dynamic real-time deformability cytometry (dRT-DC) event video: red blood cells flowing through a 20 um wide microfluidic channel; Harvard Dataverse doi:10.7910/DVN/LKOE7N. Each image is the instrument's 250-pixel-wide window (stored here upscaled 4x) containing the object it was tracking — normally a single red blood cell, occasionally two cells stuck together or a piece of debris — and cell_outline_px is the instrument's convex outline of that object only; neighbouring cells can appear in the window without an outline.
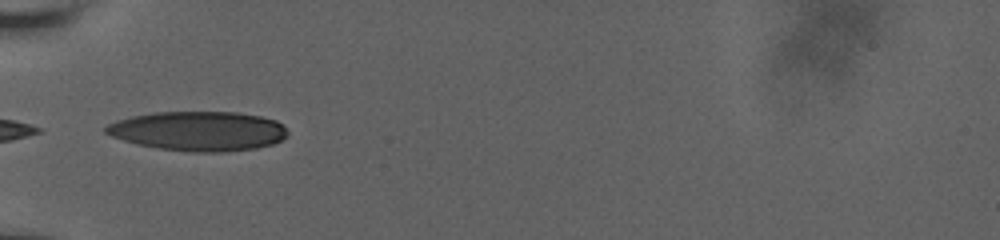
{"species": "human", "species_latin": "Homo sapiens", "temperature_condition": "room temperature", "stored_images_in_passage": 11, "camera_frame_rate_fps": 3000, "um_per_image_px": 0.085, "donor": {"sex": "male"}, "frame": {"image": 1, "passage_image": 1, "time_ms": 0.0, "image_size_px": [1000, 240], "cell_outline_px": [[288, 136], [272, 144], [256, 148], [224, 152], [192, 152], [160, 148], [136, 144], [112, 136], [104, 132], [104, 128], [108, 124], [116, 120], [132, 116], [156, 112], [236, 112], [260, 116], [276, 120], [288, 132]], "centroid_in_image_um": [16.86, 11.14], "position_along_channel_um": 68.1, "area_um2": 41.73}}
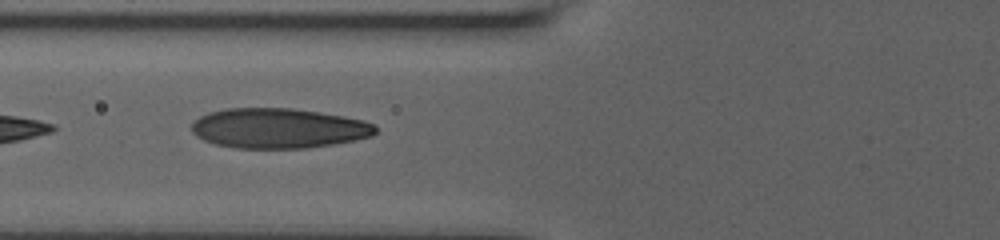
{"frame": {"image": 2, "passage_image": 4, "time_ms": 1.0, "image_size_px": [1000, 240], "cell_outline_px": [[376, 132], [372, 136], [332, 144], [304, 148], [236, 148], [216, 144], [204, 140], [196, 136], [192, 132], [192, 124], [200, 116], [208, 112], [224, 108], [292, 108], [320, 112], [344, 116], [364, 120], [372, 124], [376, 128]], "centroid_in_image_um": [23.65, 10.89], "position_along_channel_um": 102.2, "area_um2": 42.77}}
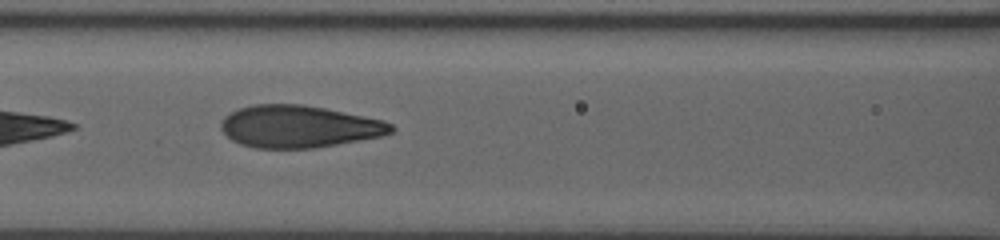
{"frame": {"image": 3, "passage_image": 7, "time_ms": 2.0, "image_size_px": [1000, 240], "cell_outline_px": [[396, 128], [392, 132], [380, 136], [336, 144], [312, 148], [256, 148], [240, 144], [232, 140], [220, 128], [220, 124], [224, 116], [240, 108], [256, 104], [304, 104], [384, 120], [392, 124]], "centroid_in_image_um": [25.4, 10.75], "position_along_channel_um": 141.2, "area_um2": 41.62}}